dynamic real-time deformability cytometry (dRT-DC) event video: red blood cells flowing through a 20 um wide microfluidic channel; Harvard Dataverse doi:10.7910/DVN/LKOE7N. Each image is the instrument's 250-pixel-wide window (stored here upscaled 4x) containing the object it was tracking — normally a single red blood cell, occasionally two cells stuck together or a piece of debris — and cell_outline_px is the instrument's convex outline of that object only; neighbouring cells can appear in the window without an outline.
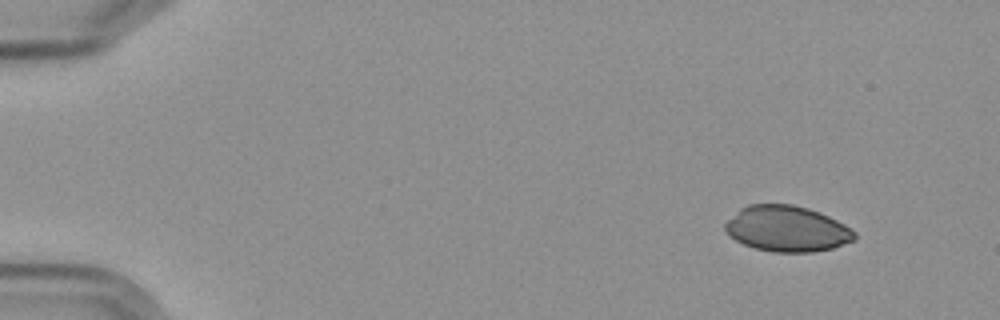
{"species": "Egyptian fruit bat (a non-hibernating species)", "species_latin": "Rousettus aegyptiacus", "temperature_condition": "cold", "stored_images_in_passage": 5, "camera_frame_rate_fps": 3000, "um_per_image_px": 0.085, "frame": {"image": 1, "passage_image": 1, "time_ms": 0.0, "image_size_px": [1000, 320], "cell_outline_px": [[856, 240], [832, 248], [812, 252], [772, 252], [756, 248], [744, 244], [736, 240], [724, 228], [724, 224], [740, 208], [748, 204], [792, 204], [808, 208], [828, 216], [844, 224], [856, 232]], "centroid_in_image_um": [66.91, 19.44], "position_along_channel_um": 18.1, "area_um2": 34.39}}